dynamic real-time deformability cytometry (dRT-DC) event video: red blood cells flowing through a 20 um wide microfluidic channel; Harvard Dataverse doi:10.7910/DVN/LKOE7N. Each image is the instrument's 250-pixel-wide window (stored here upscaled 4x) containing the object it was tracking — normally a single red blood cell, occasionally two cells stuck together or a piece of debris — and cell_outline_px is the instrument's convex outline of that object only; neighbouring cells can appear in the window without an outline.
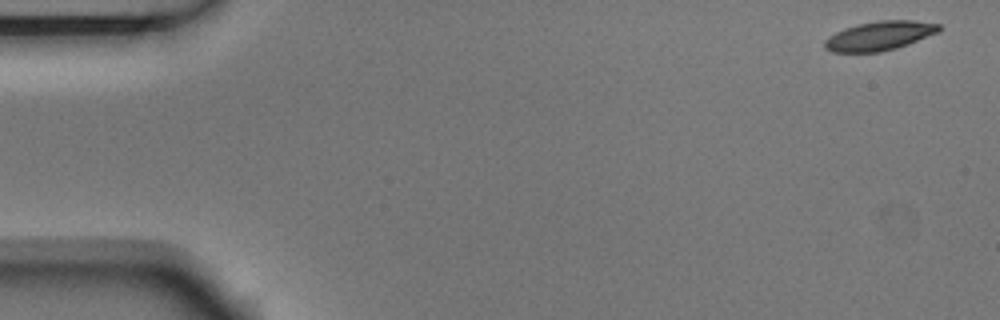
{"species": "Egyptian fruit bat (a non-hibernating species)", "species_latin": "Rousettus aegyptiacus", "temperature_condition": "room temperature", "stored_images_in_passage": 4, "camera_frame_rate_fps": 3000, "um_per_image_px": 0.085, "animal": {"sex": "male"}, "frame": {"image": 1, "passage_image": 1, "time_ms": 0.0, "image_size_px": [1000, 320], "cell_outline_px": [[940, 32], [908, 44], [896, 48], [880, 52], [832, 52], [824, 48], [824, 40], [828, 36], [844, 28], [856, 24], [880, 20], [912, 20], [940, 24]], "centroid_in_image_um": [74.74, 3.04], "position_along_channel_um": 10.3, "area_um2": 19.54}}
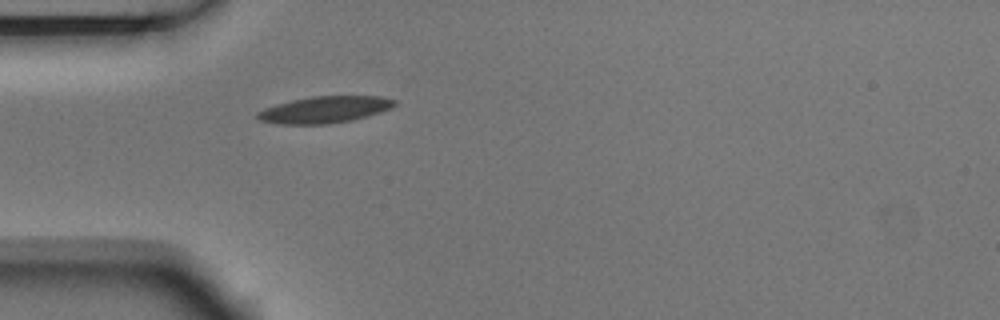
{"frame": {"image": 2, "passage_image": 4, "time_ms": 1.0, "image_size_px": [1000, 320], "cell_outline_px": [[396, 104], [392, 108], [368, 116], [352, 120], [328, 124], [280, 124], [260, 120], [256, 116], [256, 112], [264, 108], [276, 104], [292, 100], [312, 96], [380, 96], [396, 100]], "centroid_in_image_um": [27.6, 9.32], "position_along_channel_um": 57.4, "area_um2": 21.33}}